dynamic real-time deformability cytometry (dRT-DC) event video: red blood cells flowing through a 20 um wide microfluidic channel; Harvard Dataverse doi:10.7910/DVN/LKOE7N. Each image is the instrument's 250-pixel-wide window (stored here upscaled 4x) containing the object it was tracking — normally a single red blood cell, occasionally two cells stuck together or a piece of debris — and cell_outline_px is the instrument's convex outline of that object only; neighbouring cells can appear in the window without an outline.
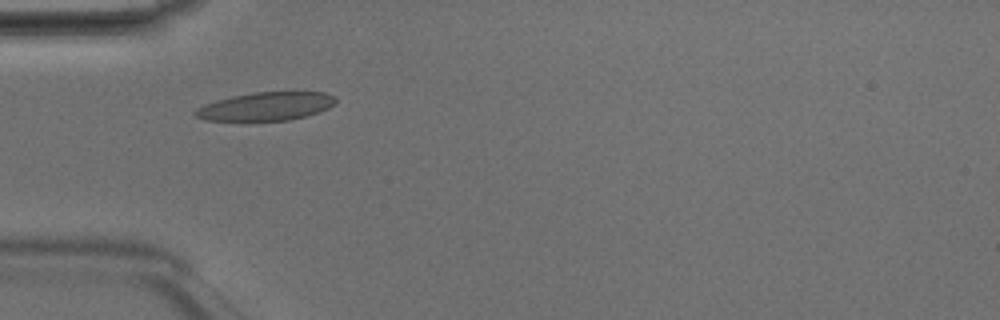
{"species": "Egyptian fruit bat (a non-hibernating species)", "species_latin": "Rousettus aegyptiacus", "temperature_condition": "room temperature", "stored_images_in_passage": 32, "camera_frame_rate_fps": 3000, "um_per_image_px": 0.085, "animal": {"sex": "male"}, "frame": {"image": 1, "passage_image": 1, "time_ms": 0.0, "image_size_px": [1000, 320], "cell_outline_px": [[336, 104], [328, 108], [304, 116], [288, 120], [204, 120], [196, 116], [192, 112], [196, 108], [204, 104], [216, 100], [232, 96], [252, 92], [324, 92], [336, 96]], "centroid_in_image_um": [22.59, 9.02], "position_along_channel_um": 62.4, "area_um2": 23.06}}
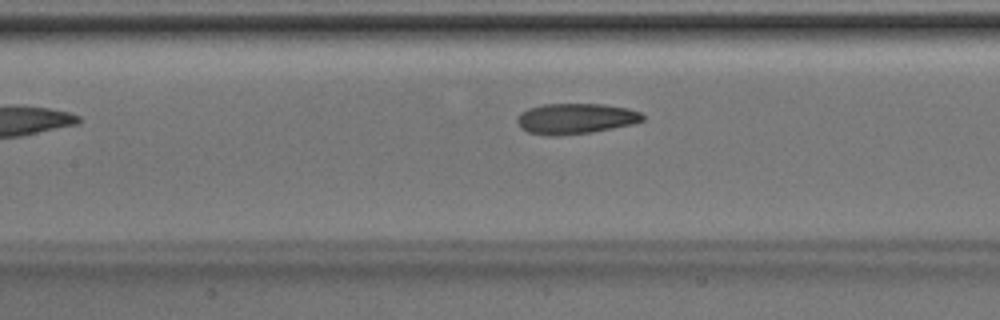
{"frame": {"image": 2, "passage_image": 8, "time_ms": 2.333, "image_size_px": [1000, 320], "cell_outline_px": [[644, 120], [632, 124], [592, 132], [552, 136], [548, 136], [528, 132], [520, 128], [516, 120], [516, 116], [520, 112], [528, 108], [544, 104], [604, 104], [628, 108], [640, 112], [644, 116]], "centroid_in_image_um": [48.89, 10.08], "position_along_channel_um": 158.5, "area_um2": 22.48}}
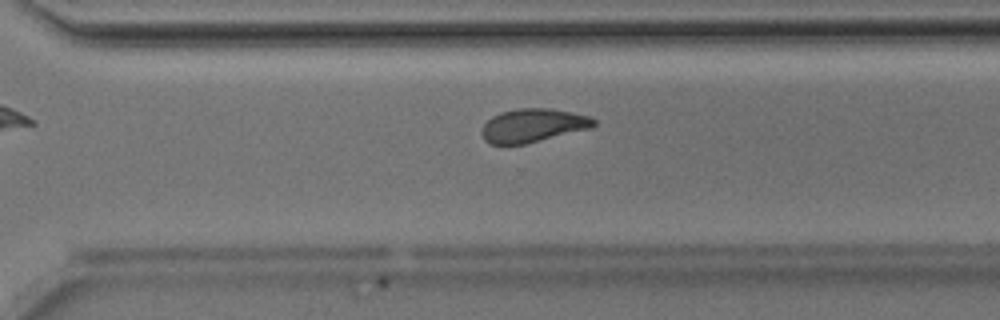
{"frame": {"image": 3, "passage_image": 20, "time_ms": 6.333, "image_size_px": [1000, 320], "cell_outline_px": [[596, 124], [592, 128], [524, 144], [488, 144], [484, 140], [480, 132], [480, 128], [492, 116], [500, 112], [516, 108], [552, 108], [588, 116], [596, 120]], "centroid_in_image_um": [45.26, 10.66], "position_along_channel_um": 325.3, "area_um2": 22.02}, "authors_computed_cell_mechanics": {"area_um2": 22.3108, "velocity_mm_per_s": 4.1776, "shape_relaxation_time_tau1_ms": 5.7302, "shape_relaxation_time_tau2_ms": 2.716, "deformation_change_tau1": 0.1431, "deformation_change_tau2": 0.0983}}